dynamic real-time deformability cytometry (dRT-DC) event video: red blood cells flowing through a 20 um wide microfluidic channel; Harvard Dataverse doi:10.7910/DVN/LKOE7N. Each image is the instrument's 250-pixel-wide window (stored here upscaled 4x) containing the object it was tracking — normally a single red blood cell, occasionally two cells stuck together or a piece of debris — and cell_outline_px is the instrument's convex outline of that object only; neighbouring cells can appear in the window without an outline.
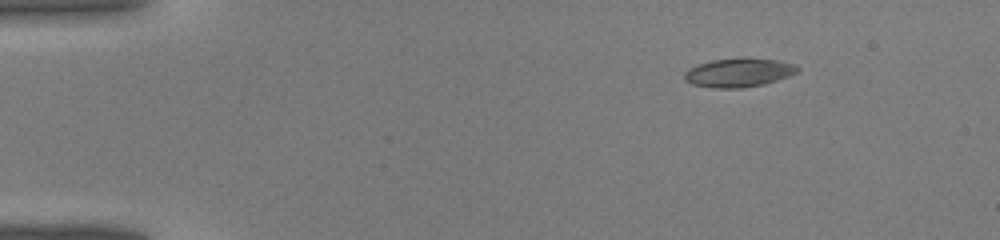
{"species": "common noctule bat (a hibernating species)", "species_latin": "Nyctalus noctula", "temperature_condition": "warm", "stored_images_in_passage": 38, "camera_frame_rate_fps": 3000, "um_per_image_px": 0.085, "animal": {"sex": "male", "body_mass_g": 19.0, "forearm_length_mm": 50.8}, "frame": {"image": 1, "passage_image": 1, "time_ms": 0.0, "image_size_px": [1000, 240], "cell_outline_px": [[800, 68], [796, 72], [788, 76], [764, 84], [744, 88], [712, 88], [692, 84], [684, 80], [684, 72], [688, 68], [712, 60], [780, 60], [796, 64]], "centroid_in_image_um": [62.77, 6.21], "position_along_channel_um": 22.2, "area_um2": 18.44}}
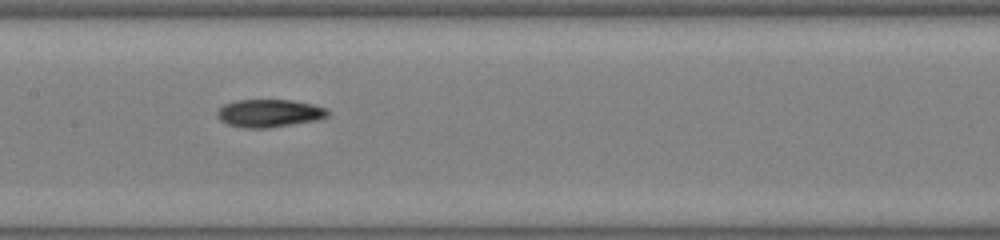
{"frame": {"image": 2, "passage_image": 17, "time_ms": 5.333, "image_size_px": [1000, 240], "cell_outline_px": [[328, 116], [316, 120], [268, 128], [244, 128], [228, 124], [220, 120], [216, 116], [216, 112], [224, 104], [236, 100], [292, 100], [312, 104], [324, 108], [328, 112]], "centroid_in_image_um": [22.84, 9.62], "position_along_channel_um": 184.6, "area_um2": 17.8}}
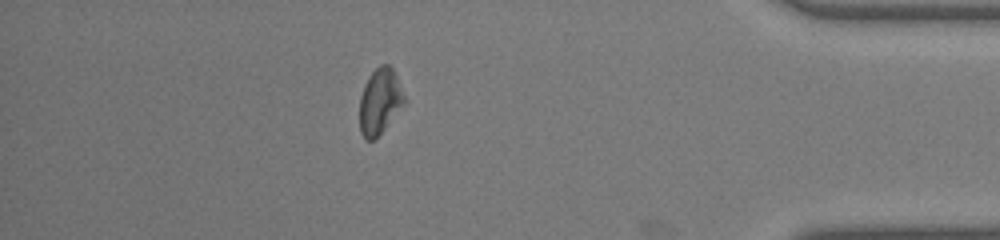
{"frame": {"image": 3, "passage_image": 33, "time_ms": 10.667, "image_size_px": [1000, 240], "cell_outline_px": [[404, 104], [384, 128], [372, 140], [364, 140], [360, 132], [360, 96], [364, 84], [368, 76], [380, 64], [388, 64], [392, 68], [396, 76], [404, 96]], "centroid_in_image_um": [32.25, 8.59], "position_along_channel_um": 402.9, "area_um2": 16.76}}